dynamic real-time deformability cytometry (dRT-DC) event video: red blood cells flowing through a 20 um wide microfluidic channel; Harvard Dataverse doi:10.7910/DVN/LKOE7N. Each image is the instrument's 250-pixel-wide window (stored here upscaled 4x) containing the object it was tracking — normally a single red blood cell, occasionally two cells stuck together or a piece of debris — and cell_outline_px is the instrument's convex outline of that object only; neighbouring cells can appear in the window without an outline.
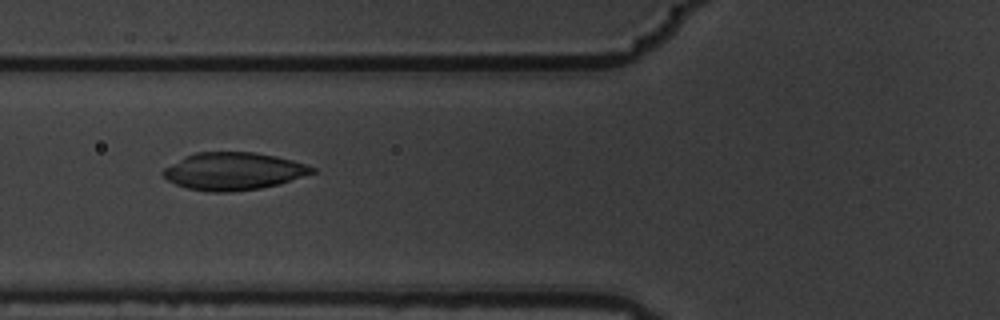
{"species": "common noctule bat (a hibernating species)", "species_latin": "Nyctalus noctula", "temperature_condition": "warm", "stored_images_in_passage": 15, "camera_frame_rate_fps": 3000, "um_per_image_px": 0.085, "animal": {"sex": "male", "body_mass_g": 19.5, "forearm_length_mm": 54.6}, "frame": {"image": 1, "passage_image": 6, "time_ms": 1.667, "image_size_px": [1000, 320], "cell_outline_px": [[316, 172], [280, 184], [260, 188], [232, 192], [208, 192], [188, 188], [176, 184], [168, 180], [160, 172], [164, 168], [184, 156], [196, 152], [256, 152], [276, 156], [292, 160], [316, 168]], "centroid_in_image_um": [19.84, 14.55], "position_along_channel_um": 106.0, "area_um2": 32.66}}
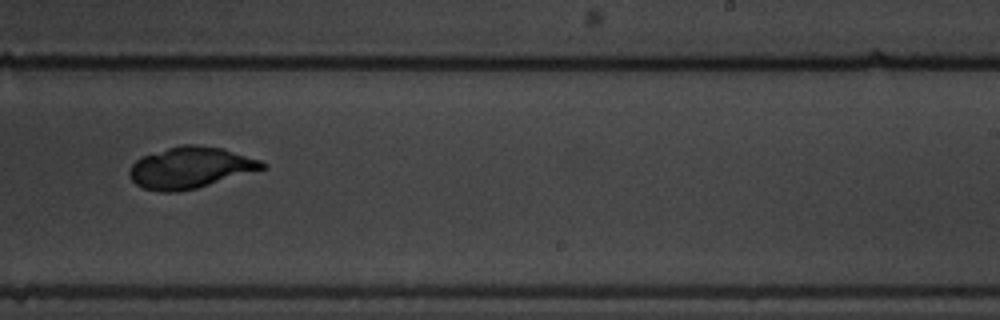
{"frame": {"image": 2, "passage_image": 10, "time_ms": 3.0, "image_size_px": [1000, 320], "cell_outline_px": [[268, 168], [196, 188], [176, 192], [160, 192], [144, 188], [136, 184], [132, 180], [128, 172], [132, 164], [140, 156], [180, 144], [196, 144], [224, 148], [260, 160], [268, 164]], "centroid_in_image_um": [16.19, 14.24], "position_along_channel_um": 272.8, "area_um2": 32.25}}
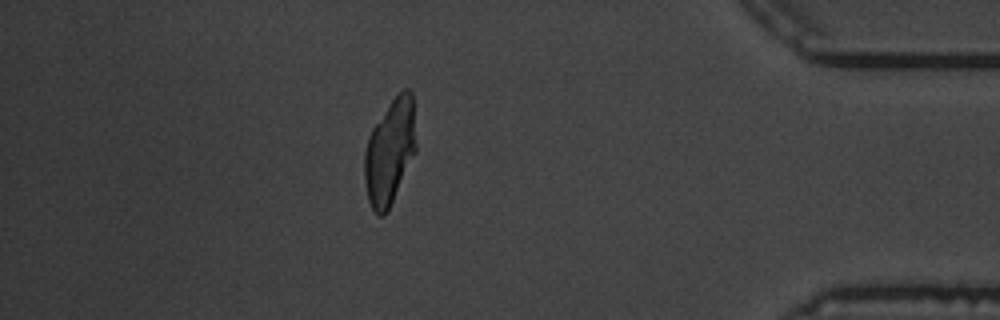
{"frame": {"image": 3, "passage_image": 14, "time_ms": 4.333, "image_size_px": [1000, 320], "cell_outline_px": [[416, 152], [384, 216], [380, 216], [372, 208], [368, 200], [364, 180], [364, 152], [368, 136], [372, 128], [392, 100], [404, 88], [408, 88], [412, 92], [416, 144]], "centroid_in_image_um": [33.13, 12.88], "position_along_channel_um": 402.1, "area_um2": 31.27}}